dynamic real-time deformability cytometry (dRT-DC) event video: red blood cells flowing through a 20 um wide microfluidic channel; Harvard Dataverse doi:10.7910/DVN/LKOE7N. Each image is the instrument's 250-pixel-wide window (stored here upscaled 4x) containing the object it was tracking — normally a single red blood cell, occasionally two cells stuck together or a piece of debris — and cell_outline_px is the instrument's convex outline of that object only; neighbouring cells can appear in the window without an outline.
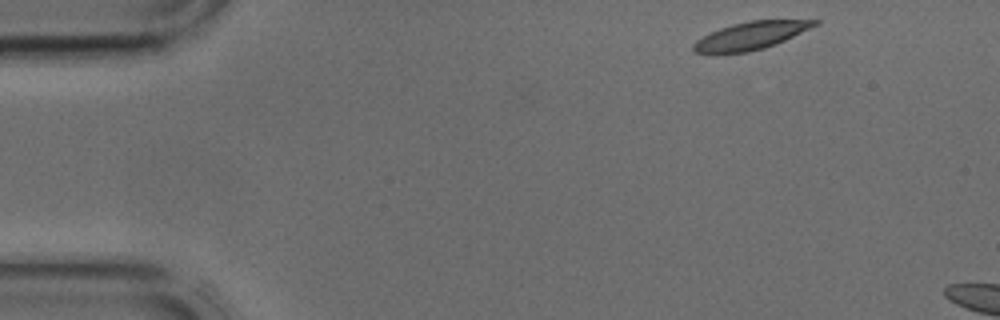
{"species": "common noctule bat (a hibernating species)", "species_latin": "Nyctalus noctula", "temperature_condition": "cold", "stored_images_in_passage": 4, "camera_frame_rate_fps": 3000, "um_per_image_px": 0.085, "animal": {"sex": "male", "body_mass_g": 17.9, "forearm_length_mm": 54.2}, "frame": {"image": 1, "passage_image": 1, "time_ms": 0.0, "image_size_px": [1000, 320], "cell_outline_px": [[820, 24], [784, 40], [764, 48], [748, 52], [696, 52], [692, 48], [692, 44], [696, 40], [720, 28], [732, 24], [752, 20], [820, 20]], "centroid_in_image_um": [63.86, 3.01], "position_along_channel_um": 21.1, "area_um2": 19.07}}